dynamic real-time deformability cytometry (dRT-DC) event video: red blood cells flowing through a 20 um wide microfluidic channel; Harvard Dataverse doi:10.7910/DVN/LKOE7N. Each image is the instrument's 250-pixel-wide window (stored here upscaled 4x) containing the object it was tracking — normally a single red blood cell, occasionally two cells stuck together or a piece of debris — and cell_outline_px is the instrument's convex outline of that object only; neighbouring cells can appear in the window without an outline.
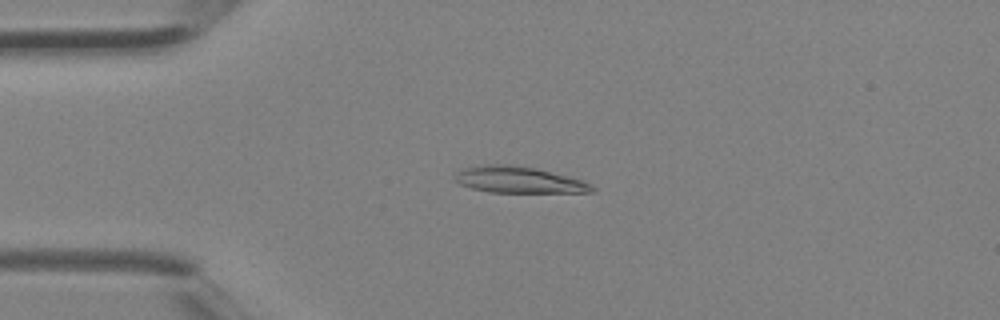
{"species": "Egyptian fruit bat (a non-hibernating species)", "species_latin": "Rousettus aegyptiacus", "temperature_condition": "room temperature", "stored_images_in_passage": 3, "camera_frame_rate_fps": 3000, "um_per_image_px": 0.085, "animal": {"sex": "female"}, "frame": {"image": 1, "passage_image": 3, "time_ms": 0.667, "image_size_px": [1000, 320], "cell_outline_px": [[596, 192], [488, 192], [472, 188], [460, 184], [452, 180], [452, 176], [456, 172], [464, 168], [480, 164], [512, 164], [536, 168], [584, 180], [596, 188]], "centroid_in_image_um": [44.06, 15.27], "position_along_channel_um": 40.9, "area_um2": 21.39}}